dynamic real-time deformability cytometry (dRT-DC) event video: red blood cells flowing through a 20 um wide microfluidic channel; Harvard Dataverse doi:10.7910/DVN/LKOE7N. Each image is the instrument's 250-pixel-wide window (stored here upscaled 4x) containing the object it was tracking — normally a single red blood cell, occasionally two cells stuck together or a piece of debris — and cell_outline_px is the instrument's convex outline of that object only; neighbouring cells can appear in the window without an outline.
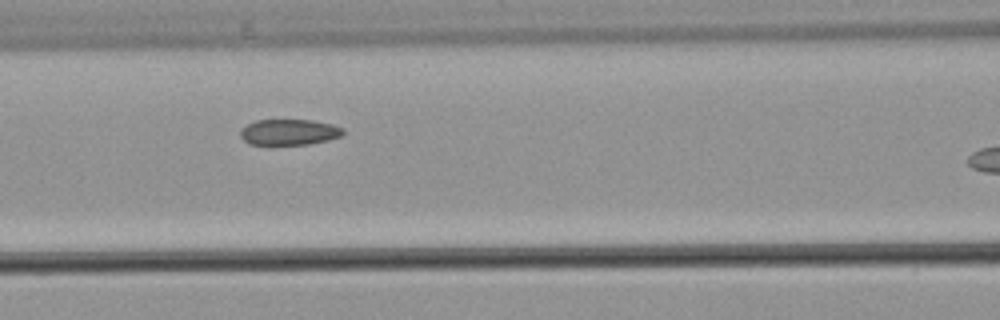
{"species": "common noctule bat (a hibernating species)", "species_latin": "Nyctalus noctula", "temperature_condition": "warm", "stored_images_in_passage": 6, "camera_frame_rate_fps": 3000, "um_per_image_px": 0.085, "animal": {"sex": "male", "body_mass_g": 21.5, "forearm_length_mm": 52.0}, "frame": {"image": 1, "passage_image": 5, "time_ms": 6.333, "image_size_px": [1000, 320], "cell_outline_px": [[344, 132], [340, 136], [328, 140], [308, 144], [248, 144], [240, 136], [240, 132], [248, 124], [256, 120], [312, 120], [332, 124], [344, 128]], "centroid_in_image_um": [24.6, 11.22], "position_along_channel_um": 142.0, "area_um2": 15.32}}